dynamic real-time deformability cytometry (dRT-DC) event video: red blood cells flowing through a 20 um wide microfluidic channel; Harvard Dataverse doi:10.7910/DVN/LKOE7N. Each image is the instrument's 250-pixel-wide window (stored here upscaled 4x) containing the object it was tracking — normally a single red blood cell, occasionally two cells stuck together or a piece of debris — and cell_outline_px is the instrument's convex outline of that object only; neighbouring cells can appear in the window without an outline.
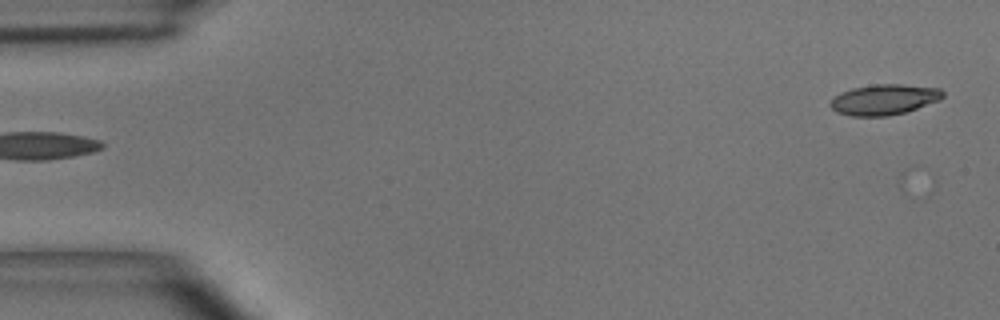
{"species": "common noctule bat (a hibernating species)", "species_latin": "Nyctalus noctula", "temperature_condition": "room temperature", "stored_images_in_passage": 5, "camera_frame_rate_fps": 3000, "um_per_image_px": 0.085, "animal": {"sex": "male", "body_mass_g": 15.6}, "frame": {"image": 1, "passage_image": 1, "time_ms": 0.0, "image_size_px": [1000, 320], "cell_outline_px": [[944, 96], [940, 100], [904, 112], [888, 116], [852, 116], [836, 112], [828, 104], [840, 92], [852, 88], [876, 84], [900, 84], [940, 88], [944, 92]], "centroid_in_image_um": [75.15, 8.46], "position_along_channel_um": 9.9, "area_um2": 19.94}}
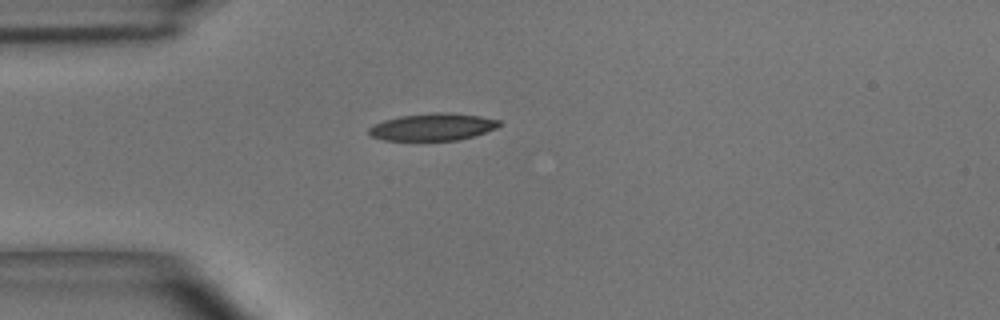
{"frame": {"image": 2, "passage_image": 4, "time_ms": 1.0, "image_size_px": [1000, 320], "cell_outline_px": [[500, 124], [496, 128], [460, 140], [384, 140], [372, 136], [368, 132], [368, 128], [384, 120], [400, 116], [436, 112], [444, 112], [480, 116], [500, 120]], "centroid_in_image_um": [36.78, 10.79], "position_along_channel_um": 48.2, "area_um2": 20.4}}